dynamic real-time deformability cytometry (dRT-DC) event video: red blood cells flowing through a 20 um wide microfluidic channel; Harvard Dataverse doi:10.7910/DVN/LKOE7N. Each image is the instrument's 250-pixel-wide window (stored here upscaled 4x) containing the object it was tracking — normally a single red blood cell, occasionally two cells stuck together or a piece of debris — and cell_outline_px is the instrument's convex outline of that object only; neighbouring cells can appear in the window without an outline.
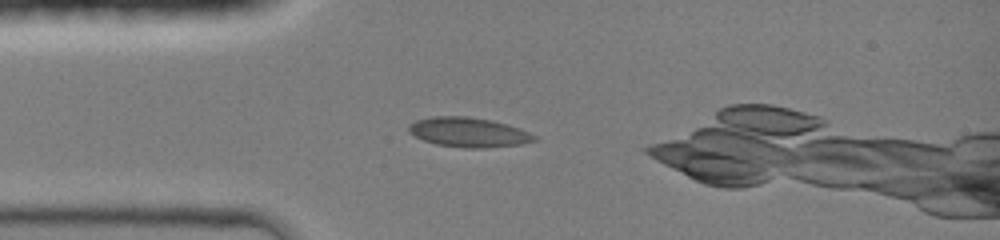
{"species": "common noctule bat (a hibernating species)", "species_latin": "Nyctalus noctula", "temperature_condition": "room temperature", "stored_images_in_passage": 9, "camera_frame_rate_fps": 3000, "um_per_image_px": 0.085, "animal": {"sex": "female", "body_mass_g": 19.0, "forearm_length_mm": 51.5}, "frame": {"image": 1, "passage_image": 4, "time_ms": 1.0, "image_size_px": [1000, 240], "cell_outline_px": [[536, 140], [520, 144], [484, 148], [464, 148], [436, 144], [424, 140], [408, 132], [408, 124], [416, 120], [432, 116], [468, 116], [492, 120], [508, 124], [520, 128], [536, 136]], "centroid_in_image_um": [39.81, 11.23], "position_along_channel_um": 45.2, "area_um2": 21.73}}
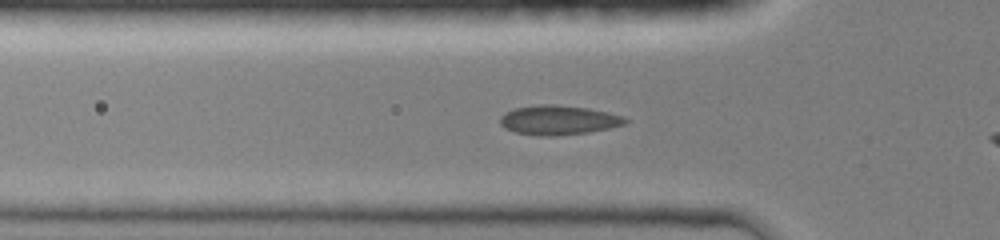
{"frame": {"image": 2, "passage_image": 6, "time_ms": 1.667, "image_size_px": [1000, 240], "cell_outline_px": [[628, 120], [624, 124], [608, 128], [588, 132], [556, 136], [536, 136], [516, 132], [504, 128], [500, 124], [500, 116], [504, 112], [516, 108], [540, 104], [552, 104], [588, 108], [608, 112], [624, 116]], "centroid_in_image_um": [47.44, 10.21], "position_along_channel_um": 78.4, "area_um2": 21.5}}
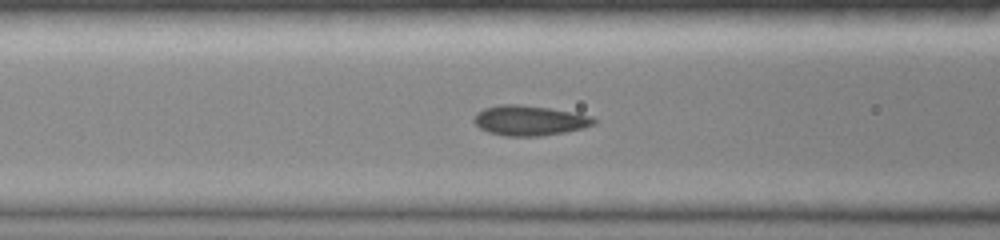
{"frame": {"image": 3, "passage_image": 8, "time_ms": 2.333, "image_size_px": [1000, 240], "cell_outline_px": [[596, 124], [584, 128], [564, 132], [540, 136], [504, 136], [488, 132], [480, 128], [472, 120], [476, 112], [484, 108], [500, 104], [516, 104], [548, 108], [576, 112], [592, 116], [596, 120]], "centroid_in_image_um": [45.01, 10.24], "position_along_channel_um": 121.6, "area_um2": 21.15}}